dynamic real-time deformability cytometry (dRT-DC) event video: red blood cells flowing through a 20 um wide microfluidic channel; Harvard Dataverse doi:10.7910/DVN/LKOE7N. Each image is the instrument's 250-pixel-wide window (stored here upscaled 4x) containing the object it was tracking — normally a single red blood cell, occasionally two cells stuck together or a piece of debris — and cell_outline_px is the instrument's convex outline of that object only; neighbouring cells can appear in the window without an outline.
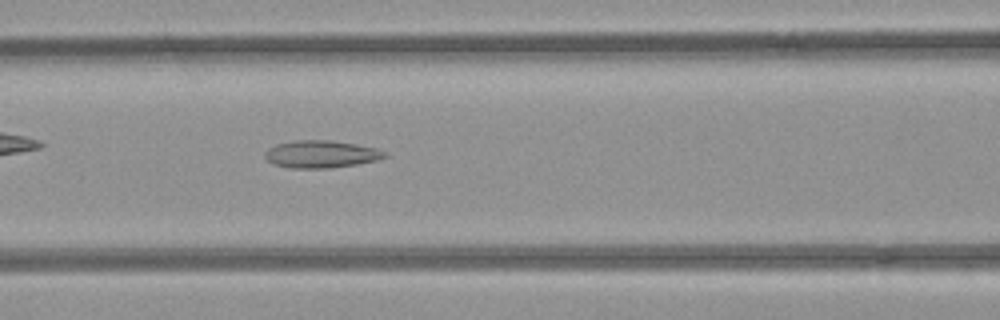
{"species": "common noctule bat (a hibernating species)", "species_latin": "Nyctalus noctula", "temperature_condition": "room temperature", "stored_images_in_passage": 41, "camera_frame_rate_fps": 3000, "um_per_image_px": 0.085, "animal": {"sex": "female", "body_mass_g": 21.9}, "frame": {"image": 1, "passage_image": 17, "time_ms": 5.333, "image_size_px": [1000, 320], "cell_outline_px": [[388, 156], [376, 160], [356, 164], [332, 168], [288, 168], [272, 164], [264, 156], [264, 152], [268, 148], [276, 144], [296, 140], [332, 140], [356, 144], [376, 148], [384, 152]], "centroid_in_image_um": [27.25, 13.1], "position_along_channel_um": 139.4, "area_um2": 19.19}}
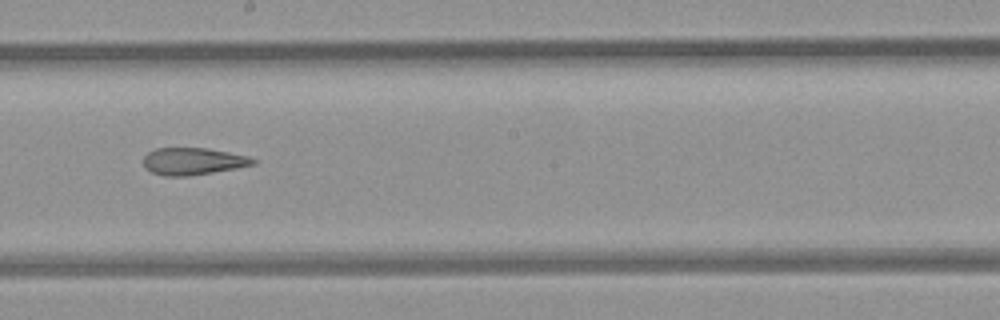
{"frame": {"image": 2, "passage_image": 24, "time_ms": 7.667, "image_size_px": [1000, 320], "cell_outline_px": [[256, 164], [212, 172], [188, 176], [164, 176], [152, 172], [144, 168], [144, 156], [148, 152], [156, 148], [204, 148], [228, 152], [248, 156], [256, 160]], "centroid_in_image_um": [16.37, 13.71], "position_along_channel_um": 231.8, "area_um2": 17.17}}
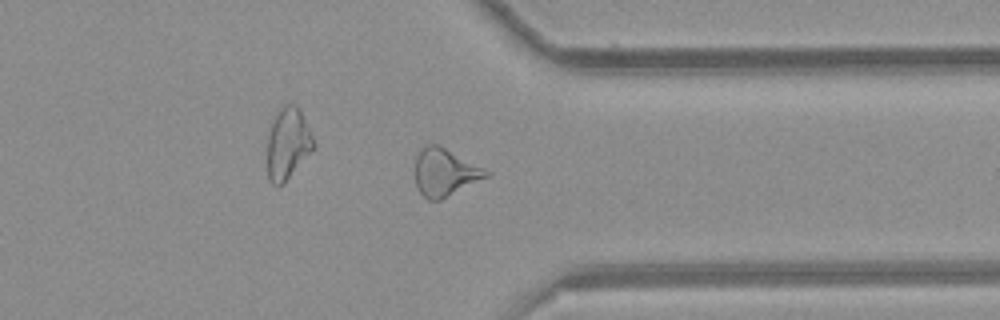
{"frame": {"image": 3, "passage_image": 35, "time_ms": 11.333, "image_size_px": [1000, 320], "cell_outline_px": [[492, 172], [488, 176], [440, 200], [428, 200], [416, 188], [416, 156], [428, 144], [436, 144]], "centroid_in_image_um": [37.81, 14.67], "position_along_channel_um": 373.6, "area_um2": 19.13}, "authors_computed_cell_mechanics": {"area_um2": 19.1318, "velocity_mm_per_s": 3.9691, "shape_relaxation_time_tau1_ms": null, "shape_relaxation_time_tau2_ms": 4.6539, "deformation_change_tau1": null, "deformation_change_tau2": 0.1705}}